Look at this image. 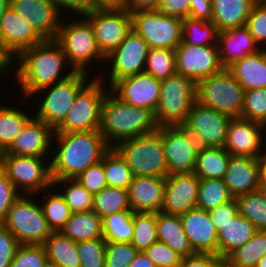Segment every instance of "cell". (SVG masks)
I'll use <instances>...</instances> for the list:
<instances>
[{
  "mask_svg": "<svg viewBox=\"0 0 266 267\" xmlns=\"http://www.w3.org/2000/svg\"><path fill=\"white\" fill-rule=\"evenodd\" d=\"M18 64L14 78L21 87L23 95L32 97L44 88L67 79L75 73L69 64L63 48L56 40L43 42L22 50L12 61ZM71 70L64 72L66 67ZM64 75V76H63Z\"/></svg>",
  "mask_w": 266,
  "mask_h": 267,
  "instance_id": "6da1fadb",
  "label": "cell"
},
{
  "mask_svg": "<svg viewBox=\"0 0 266 267\" xmlns=\"http://www.w3.org/2000/svg\"><path fill=\"white\" fill-rule=\"evenodd\" d=\"M53 140L59 148L49 160L52 180L75 179L111 148L99 131L54 133Z\"/></svg>",
  "mask_w": 266,
  "mask_h": 267,
  "instance_id": "7a4b0ae2",
  "label": "cell"
},
{
  "mask_svg": "<svg viewBox=\"0 0 266 267\" xmlns=\"http://www.w3.org/2000/svg\"><path fill=\"white\" fill-rule=\"evenodd\" d=\"M108 92L103 101L99 132L110 147L157 130L154 114L150 110L134 107L111 90L108 89Z\"/></svg>",
  "mask_w": 266,
  "mask_h": 267,
  "instance_id": "3957f363",
  "label": "cell"
},
{
  "mask_svg": "<svg viewBox=\"0 0 266 267\" xmlns=\"http://www.w3.org/2000/svg\"><path fill=\"white\" fill-rule=\"evenodd\" d=\"M197 101V84L181 74L161 80L159 103L154 113L157 127L182 125Z\"/></svg>",
  "mask_w": 266,
  "mask_h": 267,
  "instance_id": "277c9868",
  "label": "cell"
},
{
  "mask_svg": "<svg viewBox=\"0 0 266 267\" xmlns=\"http://www.w3.org/2000/svg\"><path fill=\"white\" fill-rule=\"evenodd\" d=\"M125 159L133 176L167 177V160L161 136L156 131L119 142L114 147Z\"/></svg>",
  "mask_w": 266,
  "mask_h": 267,
  "instance_id": "5b68a950",
  "label": "cell"
},
{
  "mask_svg": "<svg viewBox=\"0 0 266 267\" xmlns=\"http://www.w3.org/2000/svg\"><path fill=\"white\" fill-rule=\"evenodd\" d=\"M95 75L78 93L74 104L68 111L64 121L54 133H71L81 131H99L103 101L108 90L101 76ZM107 90V91H106Z\"/></svg>",
  "mask_w": 266,
  "mask_h": 267,
  "instance_id": "8992f818",
  "label": "cell"
},
{
  "mask_svg": "<svg viewBox=\"0 0 266 267\" xmlns=\"http://www.w3.org/2000/svg\"><path fill=\"white\" fill-rule=\"evenodd\" d=\"M81 19L77 18L69 23L61 22L55 40L63 48L71 67L75 71L87 73L88 65L92 64V60H99L103 63L105 57L100 52L90 22L84 16Z\"/></svg>",
  "mask_w": 266,
  "mask_h": 267,
  "instance_id": "52a82bcc",
  "label": "cell"
},
{
  "mask_svg": "<svg viewBox=\"0 0 266 267\" xmlns=\"http://www.w3.org/2000/svg\"><path fill=\"white\" fill-rule=\"evenodd\" d=\"M35 197V195L21 194L2 222L19 244L42 245L52 234L39 201L37 203L33 200Z\"/></svg>",
  "mask_w": 266,
  "mask_h": 267,
  "instance_id": "ba28073f",
  "label": "cell"
},
{
  "mask_svg": "<svg viewBox=\"0 0 266 267\" xmlns=\"http://www.w3.org/2000/svg\"><path fill=\"white\" fill-rule=\"evenodd\" d=\"M45 158L0 154V168L20 194L37 195L39 193V196L43 190H50L53 186L51 165L49 161L44 162Z\"/></svg>",
  "mask_w": 266,
  "mask_h": 267,
  "instance_id": "9c48e42d",
  "label": "cell"
},
{
  "mask_svg": "<svg viewBox=\"0 0 266 267\" xmlns=\"http://www.w3.org/2000/svg\"><path fill=\"white\" fill-rule=\"evenodd\" d=\"M245 89L228 68L197 83V101L232 118L241 117Z\"/></svg>",
  "mask_w": 266,
  "mask_h": 267,
  "instance_id": "30bf717a",
  "label": "cell"
},
{
  "mask_svg": "<svg viewBox=\"0 0 266 267\" xmlns=\"http://www.w3.org/2000/svg\"><path fill=\"white\" fill-rule=\"evenodd\" d=\"M89 74L75 71L67 79L38 91L45 96L35 117L55 130L65 119L78 93L88 84Z\"/></svg>",
  "mask_w": 266,
  "mask_h": 267,
  "instance_id": "8fae6325",
  "label": "cell"
},
{
  "mask_svg": "<svg viewBox=\"0 0 266 267\" xmlns=\"http://www.w3.org/2000/svg\"><path fill=\"white\" fill-rule=\"evenodd\" d=\"M132 30L139 34L150 48L173 49L182 41L183 20L166 16L157 9L131 12Z\"/></svg>",
  "mask_w": 266,
  "mask_h": 267,
  "instance_id": "7c38bea8",
  "label": "cell"
},
{
  "mask_svg": "<svg viewBox=\"0 0 266 267\" xmlns=\"http://www.w3.org/2000/svg\"><path fill=\"white\" fill-rule=\"evenodd\" d=\"M91 24L104 57L115 50L132 30V17L125 8L92 9L84 16Z\"/></svg>",
  "mask_w": 266,
  "mask_h": 267,
  "instance_id": "4fadbf2b",
  "label": "cell"
},
{
  "mask_svg": "<svg viewBox=\"0 0 266 267\" xmlns=\"http://www.w3.org/2000/svg\"><path fill=\"white\" fill-rule=\"evenodd\" d=\"M149 47L144 39L131 30L124 41L113 50L105 60L110 62L107 67L109 88L119 79L143 73ZM111 64V65H110ZM110 80V81H109Z\"/></svg>",
  "mask_w": 266,
  "mask_h": 267,
  "instance_id": "5bb4252c",
  "label": "cell"
},
{
  "mask_svg": "<svg viewBox=\"0 0 266 267\" xmlns=\"http://www.w3.org/2000/svg\"><path fill=\"white\" fill-rule=\"evenodd\" d=\"M175 60L176 72L196 84L224 68L217 45L196 46L182 40L175 49Z\"/></svg>",
  "mask_w": 266,
  "mask_h": 267,
  "instance_id": "9a60e30c",
  "label": "cell"
},
{
  "mask_svg": "<svg viewBox=\"0 0 266 267\" xmlns=\"http://www.w3.org/2000/svg\"><path fill=\"white\" fill-rule=\"evenodd\" d=\"M264 134L266 126L263 124L242 117L232 118L228 125L224 149L233 156L260 158L266 148Z\"/></svg>",
  "mask_w": 266,
  "mask_h": 267,
  "instance_id": "2e32d148",
  "label": "cell"
},
{
  "mask_svg": "<svg viewBox=\"0 0 266 267\" xmlns=\"http://www.w3.org/2000/svg\"><path fill=\"white\" fill-rule=\"evenodd\" d=\"M109 89L122 101L154 114L159 103L161 80L143 72L121 78Z\"/></svg>",
  "mask_w": 266,
  "mask_h": 267,
  "instance_id": "e0dca14e",
  "label": "cell"
},
{
  "mask_svg": "<svg viewBox=\"0 0 266 267\" xmlns=\"http://www.w3.org/2000/svg\"><path fill=\"white\" fill-rule=\"evenodd\" d=\"M44 39L33 26L11 6L0 18V47L13 60L22 50L33 47Z\"/></svg>",
  "mask_w": 266,
  "mask_h": 267,
  "instance_id": "ac0fdd59",
  "label": "cell"
},
{
  "mask_svg": "<svg viewBox=\"0 0 266 267\" xmlns=\"http://www.w3.org/2000/svg\"><path fill=\"white\" fill-rule=\"evenodd\" d=\"M10 6L27 20L44 40L57 38L59 27L65 18L52 1L10 0Z\"/></svg>",
  "mask_w": 266,
  "mask_h": 267,
  "instance_id": "d6986e66",
  "label": "cell"
},
{
  "mask_svg": "<svg viewBox=\"0 0 266 267\" xmlns=\"http://www.w3.org/2000/svg\"><path fill=\"white\" fill-rule=\"evenodd\" d=\"M200 178L194 173L171 174L166 177L164 206L160 212L181 216L197 208Z\"/></svg>",
  "mask_w": 266,
  "mask_h": 267,
  "instance_id": "ffe728a7",
  "label": "cell"
},
{
  "mask_svg": "<svg viewBox=\"0 0 266 267\" xmlns=\"http://www.w3.org/2000/svg\"><path fill=\"white\" fill-rule=\"evenodd\" d=\"M232 117L196 101L185 124L195 130L209 147H224Z\"/></svg>",
  "mask_w": 266,
  "mask_h": 267,
  "instance_id": "44dd1931",
  "label": "cell"
},
{
  "mask_svg": "<svg viewBox=\"0 0 266 267\" xmlns=\"http://www.w3.org/2000/svg\"><path fill=\"white\" fill-rule=\"evenodd\" d=\"M54 130L34 115L23 126L15 137L11 146L0 154L25 155L35 157H49L50 144L53 140ZM52 145V146H51Z\"/></svg>",
  "mask_w": 266,
  "mask_h": 267,
  "instance_id": "7402d4cb",
  "label": "cell"
},
{
  "mask_svg": "<svg viewBox=\"0 0 266 267\" xmlns=\"http://www.w3.org/2000/svg\"><path fill=\"white\" fill-rule=\"evenodd\" d=\"M180 218L195 254L218 255V232L208 211L195 208Z\"/></svg>",
  "mask_w": 266,
  "mask_h": 267,
  "instance_id": "603a6c76",
  "label": "cell"
},
{
  "mask_svg": "<svg viewBox=\"0 0 266 267\" xmlns=\"http://www.w3.org/2000/svg\"><path fill=\"white\" fill-rule=\"evenodd\" d=\"M158 134L162 139L169 175L193 173L197 153L185 135L176 126L158 127Z\"/></svg>",
  "mask_w": 266,
  "mask_h": 267,
  "instance_id": "cb8c5ba5",
  "label": "cell"
},
{
  "mask_svg": "<svg viewBox=\"0 0 266 267\" xmlns=\"http://www.w3.org/2000/svg\"><path fill=\"white\" fill-rule=\"evenodd\" d=\"M224 182L233 198L260 190V158L231 155Z\"/></svg>",
  "mask_w": 266,
  "mask_h": 267,
  "instance_id": "d4e9b609",
  "label": "cell"
},
{
  "mask_svg": "<svg viewBox=\"0 0 266 267\" xmlns=\"http://www.w3.org/2000/svg\"><path fill=\"white\" fill-rule=\"evenodd\" d=\"M166 177L133 176L128 197L133 212H160L164 206Z\"/></svg>",
  "mask_w": 266,
  "mask_h": 267,
  "instance_id": "484cf974",
  "label": "cell"
},
{
  "mask_svg": "<svg viewBox=\"0 0 266 267\" xmlns=\"http://www.w3.org/2000/svg\"><path fill=\"white\" fill-rule=\"evenodd\" d=\"M217 47L220 62L224 68L261 50L246 26L218 31Z\"/></svg>",
  "mask_w": 266,
  "mask_h": 267,
  "instance_id": "4316f807",
  "label": "cell"
},
{
  "mask_svg": "<svg viewBox=\"0 0 266 267\" xmlns=\"http://www.w3.org/2000/svg\"><path fill=\"white\" fill-rule=\"evenodd\" d=\"M228 69L245 91L266 88V48L235 61Z\"/></svg>",
  "mask_w": 266,
  "mask_h": 267,
  "instance_id": "83f0119b",
  "label": "cell"
},
{
  "mask_svg": "<svg viewBox=\"0 0 266 267\" xmlns=\"http://www.w3.org/2000/svg\"><path fill=\"white\" fill-rule=\"evenodd\" d=\"M213 17L211 22L218 31L246 26L256 0H211Z\"/></svg>",
  "mask_w": 266,
  "mask_h": 267,
  "instance_id": "f1b7e54d",
  "label": "cell"
},
{
  "mask_svg": "<svg viewBox=\"0 0 266 267\" xmlns=\"http://www.w3.org/2000/svg\"><path fill=\"white\" fill-rule=\"evenodd\" d=\"M257 231L250 220L238 213L218 232V256L224 260L250 240Z\"/></svg>",
  "mask_w": 266,
  "mask_h": 267,
  "instance_id": "f546056e",
  "label": "cell"
},
{
  "mask_svg": "<svg viewBox=\"0 0 266 267\" xmlns=\"http://www.w3.org/2000/svg\"><path fill=\"white\" fill-rule=\"evenodd\" d=\"M158 241L166 243L183 258L195 255L185 234L180 216L156 213Z\"/></svg>",
  "mask_w": 266,
  "mask_h": 267,
  "instance_id": "4dcf8cb0",
  "label": "cell"
},
{
  "mask_svg": "<svg viewBox=\"0 0 266 267\" xmlns=\"http://www.w3.org/2000/svg\"><path fill=\"white\" fill-rule=\"evenodd\" d=\"M61 232L75 242L103 238L102 218L94 211L71 213Z\"/></svg>",
  "mask_w": 266,
  "mask_h": 267,
  "instance_id": "1f68e13d",
  "label": "cell"
},
{
  "mask_svg": "<svg viewBox=\"0 0 266 267\" xmlns=\"http://www.w3.org/2000/svg\"><path fill=\"white\" fill-rule=\"evenodd\" d=\"M42 245L48 261L57 263L61 267H80L77 242L61 231L52 232Z\"/></svg>",
  "mask_w": 266,
  "mask_h": 267,
  "instance_id": "d6a6232c",
  "label": "cell"
},
{
  "mask_svg": "<svg viewBox=\"0 0 266 267\" xmlns=\"http://www.w3.org/2000/svg\"><path fill=\"white\" fill-rule=\"evenodd\" d=\"M266 255V231L258 230L244 245L231 252L224 260V267H256Z\"/></svg>",
  "mask_w": 266,
  "mask_h": 267,
  "instance_id": "836d02e7",
  "label": "cell"
},
{
  "mask_svg": "<svg viewBox=\"0 0 266 267\" xmlns=\"http://www.w3.org/2000/svg\"><path fill=\"white\" fill-rule=\"evenodd\" d=\"M230 156L224 147H209L197 154L193 173L202 179H224Z\"/></svg>",
  "mask_w": 266,
  "mask_h": 267,
  "instance_id": "e575fe53",
  "label": "cell"
},
{
  "mask_svg": "<svg viewBox=\"0 0 266 267\" xmlns=\"http://www.w3.org/2000/svg\"><path fill=\"white\" fill-rule=\"evenodd\" d=\"M106 242L130 243L133 239V211L125 210L102 218Z\"/></svg>",
  "mask_w": 266,
  "mask_h": 267,
  "instance_id": "d590c367",
  "label": "cell"
},
{
  "mask_svg": "<svg viewBox=\"0 0 266 267\" xmlns=\"http://www.w3.org/2000/svg\"><path fill=\"white\" fill-rule=\"evenodd\" d=\"M31 118L25 111L0 105V153L5 152Z\"/></svg>",
  "mask_w": 266,
  "mask_h": 267,
  "instance_id": "8d00e7d4",
  "label": "cell"
},
{
  "mask_svg": "<svg viewBox=\"0 0 266 267\" xmlns=\"http://www.w3.org/2000/svg\"><path fill=\"white\" fill-rule=\"evenodd\" d=\"M125 210H131L127 189L106 186L93 195V211L101 218Z\"/></svg>",
  "mask_w": 266,
  "mask_h": 267,
  "instance_id": "74e56055",
  "label": "cell"
},
{
  "mask_svg": "<svg viewBox=\"0 0 266 267\" xmlns=\"http://www.w3.org/2000/svg\"><path fill=\"white\" fill-rule=\"evenodd\" d=\"M224 179H202L198 188L197 208L211 211L217 206L233 200Z\"/></svg>",
  "mask_w": 266,
  "mask_h": 267,
  "instance_id": "f35d334b",
  "label": "cell"
},
{
  "mask_svg": "<svg viewBox=\"0 0 266 267\" xmlns=\"http://www.w3.org/2000/svg\"><path fill=\"white\" fill-rule=\"evenodd\" d=\"M104 172L108 187L128 189L133 179L130 167L114 147L104 154Z\"/></svg>",
  "mask_w": 266,
  "mask_h": 267,
  "instance_id": "ab89813d",
  "label": "cell"
},
{
  "mask_svg": "<svg viewBox=\"0 0 266 267\" xmlns=\"http://www.w3.org/2000/svg\"><path fill=\"white\" fill-rule=\"evenodd\" d=\"M52 181L53 189L55 186L59 187L60 184L61 187L65 185L63 192L61 189L60 193L64 197L65 202L72 213L93 211V195L85 187H83L76 178L58 179ZM57 184L59 185L57 186Z\"/></svg>",
  "mask_w": 266,
  "mask_h": 267,
  "instance_id": "60d3db41",
  "label": "cell"
},
{
  "mask_svg": "<svg viewBox=\"0 0 266 267\" xmlns=\"http://www.w3.org/2000/svg\"><path fill=\"white\" fill-rule=\"evenodd\" d=\"M218 30L211 21L185 18L182 23V40L186 44L217 45Z\"/></svg>",
  "mask_w": 266,
  "mask_h": 267,
  "instance_id": "b9f144b4",
  "label": "cell"
},
{
  "mask_svg": "<svg viewBox=\"0 0 266 267\" xmlns=\"http://www.w3.org/2000/svg\"><path fill=\"white\" fill-rule=\"evenodd\" d=\"M132 245L138 252H144L158 241L156 229V213L133 212Z\"/></svg>",
  "mask_w": 266,
  "mask_h": 267,
  "instance_id": "7bdbcfd3",
  "label": "cell"
},
{
  "mask_svg": "<svg viewBox=\"0 0 266 267\" xmlns=\"http://www.w3.org/2000/svg\"><path fill=\"white\" fill-rule=\"evenodd\" d=\"M238 213L250 220L257 230L266 231V197L258 190L235 198Z\"/></svg>",
  "mask_w": 266,
  "mask_h": 267,
  "instance_id": "ee69618b",
  "label": "cell"
},
{
  "mask_svg": "<svg viewBox=\"0 0 266 267\" xmlns=\"http://www.w3.org/2000/svg\"><path fill=\"white\" fill-rule=\"evenodd\" d=\"M51 191L44 195L46 201L44 200L45 203L42 202L43 204L41 203L40 206L52 232H59L70 219L72 212L61 193L59 191L54 193Z\"/></svg>",
  "mask_w": 266,
  "mask_h": 267,
  "instance_id": "f6af8a7d",
  "label": "cell"
},
{
  "mask_svg": "<svg viewBox=\"0 0 266 267\" xmlns=\"http://www.w3.org/2000/svg\"><path fill=\"white\" fill-rule=\"evenodd\" d=\"M144 72L158 80H164L176 74L175 50L150 48Z\"/></svg>",
  "mask_w": 266,
  "mask_h": 267,
  "instance_id": "bcb514c9",
  "label": "cell"
},
{
  "mask_svg": "<svg viewBox=\"0 0 266 267\" xmlns=\"http://www.w3.org/2000/svg\"><path fill=\"white\" fill-rule=\"evenodd\" d=\"M241 117L266 126V88L245 91Z\"/></svg>",
  "mask_w": 266,
  "mask_h": 267,
  "instance_id": "7dc6e473",
  "label": "cell"
},
{
  "mask_svg": "<svg viewBox=\"0 0 266 267\" xmlns=\"http://www.w3.org/2000/svg\"><path fill=\"white\" fill-rule=\"evenodd\" d=\"M80 267H105L106 241L103 238L77 242Z\"/></svg>",
  "mask_w": 266,
  "mask_h": 267,
  "instance_id": "c3c4849f",
  "label": "cell"
},
{
  "mask_svg": "<svg viewBox=\"0 0 266 267\" xmlns=\"http://www.w3.org/2000/svg\"><path fill=\"white\" fill-rule=\"evenodd\" d=\"M47 261L43 245L20 244L9 267H45Z\"/></svg>",
  "mask_w": 266,
  "mask_h": 267,
  "instance_id": "681fc988",
  "label": "cell"
},
{
  "mask_svg": "<svg viewBox=\"0 0 266 267\" xmlns=\"http://www.w3.org/2000/svg\"><path fill=\"white\" fill-rule=\"evenodd\" d=\"M137 253L131 242H106L105 267H128Z\"/></svg>",
  "mask_w": 266,
  "mask_h": 267,
  "instance_id": "f907efd6",
  "label": "cell"
},
{
  "mask_svg": "<svg viewBox=\"0 0 266 267\" xmlns=\"http://www.w3.org/2000/svg\"><path fill=\"white\" fill-rule=\"evenodd\" d=\"M246 27L259 47H261V49L266 48L262 45L266 44V4L261 2H256L254 4L248 17Z\"/></svg>",
  "mask_w": 266,
  "mask_h": 267,
  "instance_id": "816d5d0a",
  "label": "cell"
},
{
  "mask_svg": "<svg viewBox=\"0 0 266 267\" xmlns=\"http://www.w3.org/2000/svg\"><path fill=\"white\" fill-rule=\"evenodd\" d=\"M76 179L92 195L98 194L102 191L107 186L104 172V156L101 161L88 167L79 176H77Z\"/></svg>",
  "mask_w": 266,
  "mask_h": 267,
  "instance_id": "f5cc1de1",
  "label": "cell"
},
{
  "mask_svg": "<svg viewBox=\"0 0 266 267\" xmlns=\"http://www.w3.org/2000/svg\"><path fill=\"white\" fill-rule=\"evenodd\" d=\"M144 253L157 267H176L180 264L183 258L170 246L161 241H156L153 245L147 248Z\"/></svg>",
  "mask_w": 266,
  "mask_h": 267,
  "instance_id": "db71d44e",
  "label": "cell"
},
{
  "mask_svg": "<svg viewBox=\"0 0 266 267\" xmlns=\"http://www.w3.org/2000/svg\"><path fill=\"white\" fill-rule=\"evenodd\" d=\"M20 195L6 173L0 168V223L5 220L9 209Z\"/></svg>",
  "mask_w": 266,
  "mask_h": 267,
  "instance_id": "11a10c76",
  "label": "cell"
},
{
  "mask_svg": "<svg viewBox=\"0 0 266 267\" xmlns=\"http://www.w3.org/2000/svg\"><path fill=\"white\" fill-rule=\"evenodd\" d=\"M20 244L16 237L0 223V267H9Z\"/></svg>",
  "mask_w": 266,
  "mask_h": 267,
  "instance_id": "9f6ffc18",
  "label": "cell"
},
{
  "mask_svg": "<svg viewBox=\"0 0 266 267\" xmlns=\"http://www.w3.org/2000/svg\"><path fill=\"white\" fill-rule=\"evenodd\" d=\"M237 214L238 206L235 198L209 211L210 219L215 225L217 232Z\"/></svg>",
  "mask_w": 266,
  "mask_h": 267,
  "instance_id": "6f0895ef",
  "label": "cell"
},
{
  "mask_svg": "<svg viewBox=\"0 0 266 267\" xmlns=\"http://www.w3.org/2000/svg\"><path fill=\"white\" fill-rule=\"evenodd\" d=\"M191 0H161L157 10L166 16L188 18Z\"/></svg>",
  "mask_w": 266,
  "mask_h": 267,
  "instance_id": "680465c9",
  "label": "cell"
},
{
  "mask_svg": "<svg viewBox=\"0 0 266 267\" xmlns=\"http://www.w3.org/2000/svg\"><path fill=\"white\" fill-rule=\"evenodd\" d=\"M176 267H224V263L218 255L195 254L182 258Z\"/></svg>",
  "mask_w": 266,
  "mask_h": 267,
  "instance_id": "91938a15",
  "label": "cell"
},
{
  "mask_svg": "<svg viewBox=\"0 0 266 267\" xmlns=\"http://www.w3.org/2000/svg\"><path fill=\"white\" fill-rule=\"evenodd\" d=\"M213 17L211 0H191L188 18L211 21Z\"/></svg>",
  "mask_w": 266,
  "mask_h": 267,
  "instance_id": "94428289",
  "label": "cell"
},
{
  "mask_svg": "<svg viewBox=\"0 0 266 267\" xmlns=\"http://www.w3.org/2000/svg\"><path fill=\"white\" fill-rule=\"evenodd\" d=\"M56 4L59 12L62 14L63 10H68L74 14L85 16L89 13V1L88 0H50Z\"/></svg>",
  "mask_w": 266,
  "mask_h": 267,
  "instance_id": "6125c7cd",
  "label": "cell"
},
{
  "mask_svg": "<svg viewBox=\"0 0 266 267\" xmlns=\"http://www.w3.org/2000/svg\"><path fill=\"white\" fill-rule=\"evenodd\" d=\"M176 127L185 135L197 154L202 153L209 148L208 144L204 141V138L195 130L190 129L185 123Z\"/></svg>",
  "mask_w": 266,
  "mask_h": 267,
  "instance_id": "be15d7a7",
  "label": "cell"
},
{
  "mask_svg": "<svg viewBox=\"0 0 266 267\" xmlns=\"http://www.w3.org/2000/svg\"><path fill=\"white\" fill-rule=\"evenodd\" d=\"M161 0H124L123 8L131 12L157 9Z\"/></svg>",
  "mask_w": 266,
  "mask_h": 267,
  "instance_id": "e7e4bbea",
  "label": "cell"
},
{
  "mask_svg": "<svg viewBox=\"0 0 266 267\" xmlns=\"http://www.w3.org/2000/svg\"><path fill=\"white\" fill-rule=\"evenodd\" d=\"M89 12L92 9L121 8L124 0H88Z\"/></svg>",
  "mask_w": 266,
  "mask_h": 267,
  "instance_id": "03108f58",
  "label": "cell"
},
{
  "mask_svg": "<svg viewBox=\"0 0 266 267\" xmlns=\"http://www.w3.org/2000/svg\"><path fill=\"white\" fill-rule=\"evenodd\" d=\"M128 267H157V266L144 252H138Z\"/></svg>",
  "mask_w": 266,
  "mask_h": 267,
  "instance_id": "003e7915",
  "label": "cell"
},
{
  "mask_svg": "<svg viewBox=\"0 0 266 267\" xmlns=\"http://www.w3.org/2000/svg\"><path fill=\"white\" fill-rule=\"evenodd\" d=\"M12 65V60L2 51L0 47V72L7 71L9 65Z\"/></svg>",
  "mask_w": 266,
  "mask_h": 267,
  "instance_id": "a7ac6f4b",
  "label": "cell"
},
{
  "mask_svg": "<svg viewBox=\"0 0 266 267\" xmlns=\"http://www.w3.org/2000/svg\"><path fill=\"white\" fill-rule=\"evenodd\" d=\"M260 167H261V184H266V150L264 155L260 157Z\"/></svg>",
  "mask_w": 266,
  "mask_h": 267,
  "instance_id": "89a4df30",
  "label": "cell"
},
{
  "mask_svg": "<svg viewBox=\"0 0 266 267\" xmlns=\"http://www.w3.org/2000/svg\"><path fill=\"white\" fill-rule=\"evenodd\" d=\"M10 6V0H0V18Z\"/></svg>",
  "mask_w": 266,
  "mask_h": 267,
  "instance_id": "2644e50d",
  "label": "cell"
},
{
  "mask_svg": "<svg viewBox=\"0 0 266 267\" xmlns=\"http://www.w3.org/2000/svg\"><path fill=\"white\" fill-rule=\"evenodd\" d=\"M256 267H266V255L259 259Z\"/></svg>",
  "mask_w": 266,
  "mask_h": 267,
  "instance_id": "8c879c8a",
  "label": "cell"
},
{
  "mask_svg": "<svg viewBox=\"0 0 266 267\" xmlns=\"http://www.w3.org/2000/svg\"><path fill=\"white\" fill-rule=\"evenodd\" d=\"M45 267H61V266L58 265L57 263H53V262L47 261Z\"/></svg>",
  "mask_w": 266,
  "mask_h": 267,
  "instance_id": "753ad0ef",
  "label": "cell"
},
{
  "mask_svg": "<svg viewBox=\"0 0 266 267\" xmlns=\"http://www.w3.org/2000/svg\"><path fill=\"white\" fill-rule=\"evenodd\" d=\"M260 191L264 194V196L266 197V184H261L260 185Z\"/></svg>",
  "mask_w": 266,
  "mask_h": 267,
  "instance_id": "34e18365",
  "label": "cell"
},
{
  "mask_svg": "<svg viewBox=\"0 0 266 267\" xmlns=\"http://www.w3.org/2000/svg\"><path fill=\"white\" fill-rule=\"evenodd\" d=\"M256 1L266 4V0H256Z\"/></svg>",
  "mask_w": 266,
  "mask_h": 267,
  "instance_id": "11e5206c",
  "label": "cell"
}]
</instances>
